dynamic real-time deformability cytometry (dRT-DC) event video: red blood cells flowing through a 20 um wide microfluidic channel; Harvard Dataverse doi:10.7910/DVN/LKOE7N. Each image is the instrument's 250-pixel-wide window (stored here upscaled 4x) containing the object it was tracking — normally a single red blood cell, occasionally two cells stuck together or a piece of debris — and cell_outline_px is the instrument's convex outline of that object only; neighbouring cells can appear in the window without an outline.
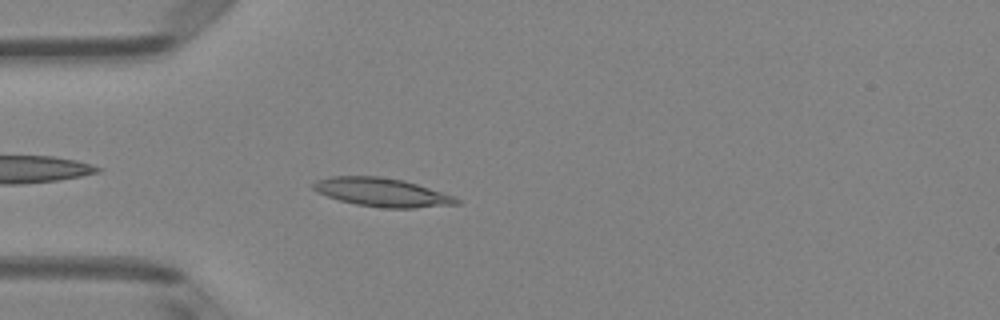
{"species": "Egyptian fruit bat (a non-hibernating species)", "species_latin": "Rousettus aegyptiacus", "temperature_condition": "room temperature", "stored_images_in_passage": 39, "camera_frame_rate_fps": 3000, "um_per_image_px": 0.085, "animal": {"sex": "female"}, "frame": {"image": 1, "passage_image": 3, "time_ms": 0.667, "image_size_px": [1000, 320], "cell_outline_px": [[460, 204], [416, 208], [384, 208], [356, 204], [340, 200], [316, 192], [312, 188], [312, 184], [316, 180], [328, 176], [380, 176], [404, 180], [456, 196], [460, 200]], "centroid_in_image_um": [32.49, 16.34], "position_along_channel_um": 52.5, "area_um2": 24.04}}
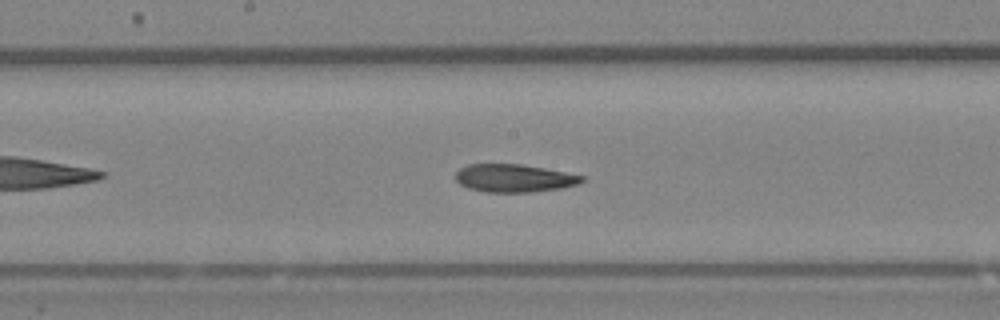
{"frame": {"image": 2, "passage_image": 15, "time_ms": 4.667, "image_size_px": [1000, 320], "cell_outline_px": [[584, 180], [576, 184], [560, 188], [532, 192], [484, 192], [468, 188], [460, 184], [456, 180], [456, 172], [460, 168], [468, 164], [520, 164], [544, 168], [584, 176]], "centroid_in_image_um": [43.66, 15.14], "position_along_channel_um": 204.5, "area_um2": 20.4}}
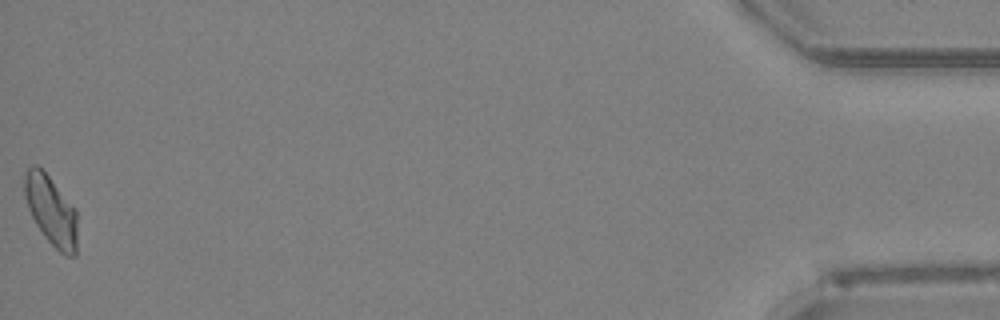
{"frame": {"image": 3, "passage_image": 39, "time_ms": 12.667, "image_size_px": [1000, 320], "cell_outline_px": [[76, 256], [64, 256], [44, 236], [36, 224], [28, 208], [24, 196], [24, 172], [32, 164], [36, 164], [48, 176], [76, 208]], "centroid_in_image_um": [4.33, 17.89], "position_along_channel_um": 430.9, "area_um2": 21.33}, "authors_computed_cell_mechanics": {"area_um2": 21.1548, "velocity_mm_per_s": 4.0186, "shape_relaxation_time_tau1_ms": null, "shape_relaxation_time_tau2_ms": 8.7368, "deformation_change_tau1": null, "deformation_change_tau2": 0.1623}}